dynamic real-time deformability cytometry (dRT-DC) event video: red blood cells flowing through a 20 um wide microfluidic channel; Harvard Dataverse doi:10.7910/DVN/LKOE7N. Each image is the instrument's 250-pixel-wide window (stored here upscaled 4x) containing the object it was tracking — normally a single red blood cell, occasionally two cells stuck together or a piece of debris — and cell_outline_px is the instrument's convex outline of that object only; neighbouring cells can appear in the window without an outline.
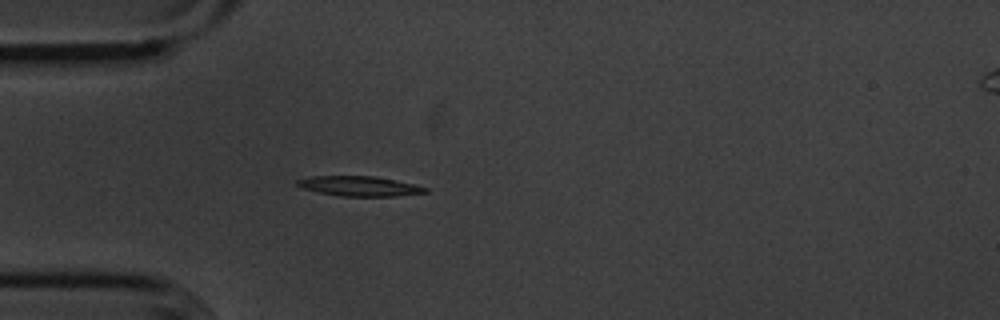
{"species": "common noctule bat (a hibernating species)", "species_latin": "Nyctalus noctula", "temperature_condition": "cold", "stored_images_in_passage": 48, "camera_frame_rate_fps": 3000, "um_per_image_px": 0.085, "animal": {"sex": "male", "body_mass_g": 20.1, "forearm_length_mm": 53.5}, "frame": {"image": 1, "passage_image": 8, "time_ms": 2.333, "image_size_px": [1000, 320], "cell_outline_px": [[428, 192], [396, 196], [340, 196], [300, 188], [296, 184], [296, 180], [312, 176], [376, 176], [416, 184], [428, 188]], "centroid_in_image_um": [30.56, 15.81], "position_along_channel_um": 54.4, "area_um2": 14.91}}
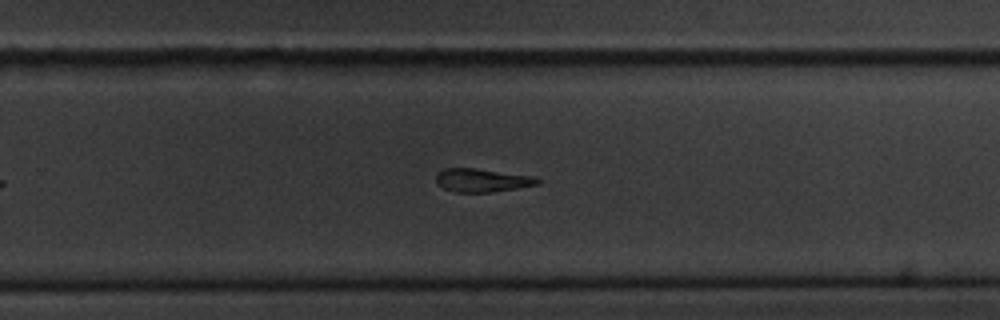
{"frame": {"image": 2, "passage_image": 28, "time_ms": 9.0, "image_size_px": [1000, 320], "cell_outline_px": [[540, 184], [516, 188], [488, 192], [456, 192], [444, 188], [436, 184], [436, 172], [444, 168], [476, 168], [532, 176], [540, 180]], "centroid_in_image_um": [40.92, 15.31], "position_along_channel_um": 288.9, "area_um2": 13.76}}
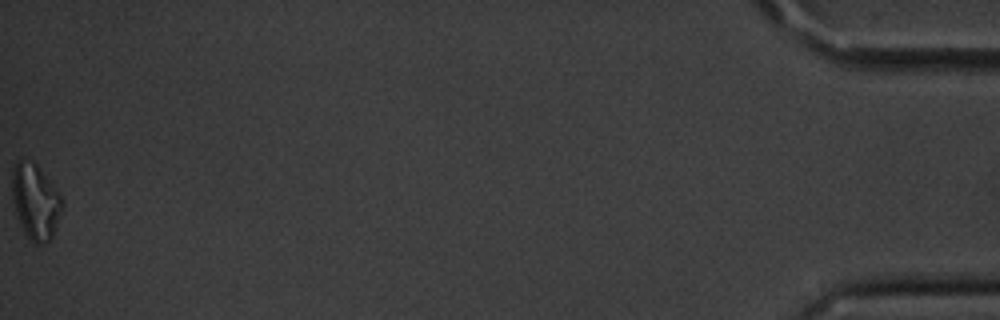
{"frame": {"image": 3, "passage_image": 48, "time_ms": 15.667, "image_size_px": [1000, 320], "cell_outline_px": [[64, 204], [52, 236], [44, 244], [36, 244], [24, 232], [16, 212], [12, 196], [12, 168], [16, 160], [20, 156], [32, 160], [36, 164], [60, 196]], "centroid_in_image_um": [2.98, 17.07], "position_along_channel_um": 432.2, "area_um2": 21.73}, "authors_computed_cell_mechanics": {"area_um2": 14.7968, "velocity_mm_per_s": 3.6151, "shape_relaxation_time_tau1_ms": 6.0825, "shape_relaxation_time_tau2_ms": null, "deformation_change_tau1": 0.2379, "deformation_change_tau2": null}}